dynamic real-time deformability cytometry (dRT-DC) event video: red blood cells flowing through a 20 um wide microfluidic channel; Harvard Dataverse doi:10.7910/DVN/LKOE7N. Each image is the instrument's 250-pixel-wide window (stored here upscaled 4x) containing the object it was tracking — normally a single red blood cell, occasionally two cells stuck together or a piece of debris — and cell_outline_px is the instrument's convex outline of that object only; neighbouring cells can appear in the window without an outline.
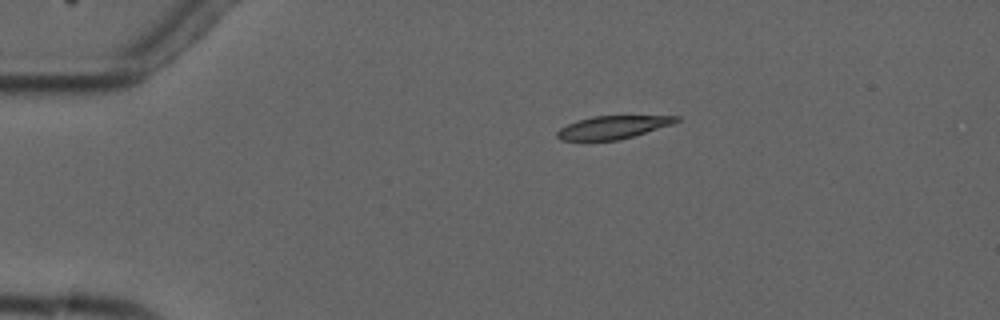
{"species": "common noctule bat (a hibernating species)", "species_latin": "Nyctalus noctula", "temperature_condition": "cold", "stored_images_in_passage": 8, "camera_frame_rate_fps": 3000, "um_per_image_px": 0.085, "animal": {"sex": "male", "forearm_length_mm": 52.5}, "frame": {"image": 1, "passage_image": 4, "time_ms": 3.333, "image_size_px": [1000, 320], "cell_outline_px": [[680, 120], [672, 124], [620, 140], [560, 140], [556, 136], [556, 132], [560, 128], [568, 124], [592, 116], [680, 116]], "centroid_in_image_um": [52.08, 10.82], "position_along_channel_um": 32.9, "area_um2": 15.72}}
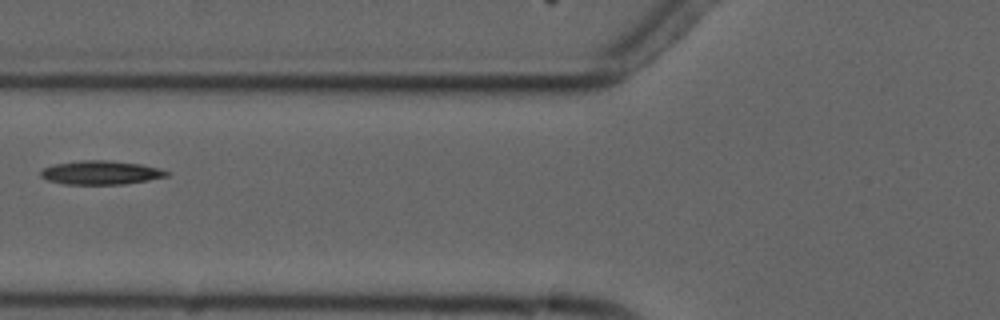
{"frame": {"image": 2, "passage_image": 7, "time_ms": 7.0, "image_size_px": [1000, 320], "cell_outline_px": [[172, 172], [168, 176], [148, 180], [124, 184], [64, 184], [48, 180], [40, 176], [40, 172], [44, 168], [56, 164], [80, 160], [108, 160], [140, 164]], "centroid_in_image_um": [8.58, 14.67], "position_along_channel_um": 117.2, "area_um2": 17.34}}
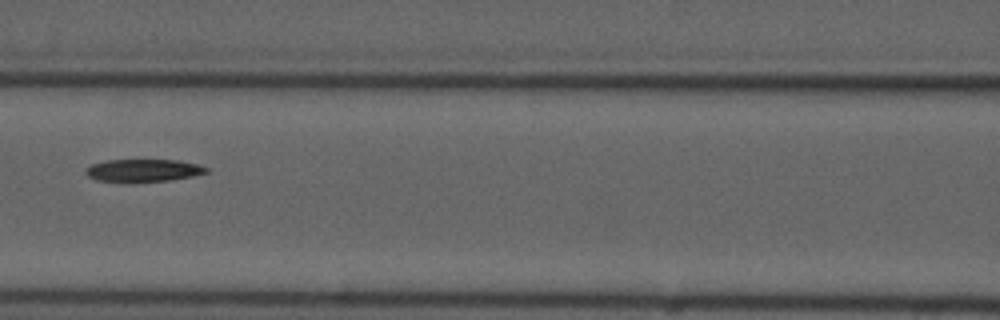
{"frame": {"image": 3, "passage_image": 8, "time_ms": 8.0, "image_size_px": [1000, 320], "cell_outline_px": [[208, 172], [192, 176], [168, 180], [128, 184], [96, 180], [88, 176], [84, 172], [84, 168], [92, 164], [108, 160], [176, 160], [196, 164], [208, 168]], "centroid_in_image_um": [12.09, 14.51], "position_along_channel_um": 154.5, "area_um2": 16.24}}